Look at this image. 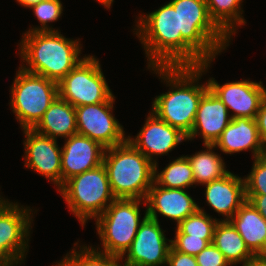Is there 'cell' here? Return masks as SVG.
I'll list each match as a JSON object with an SVG mask.
<instances>
[{
    "label": "cell",
    "mask_w": 266,
    "mask_h": 266,
    "mask_svg": "<svg viewBox=\"0 0 266 266\" xmlns=\"http://www.w3.org/2000/svg\"><path fill=\"white\" fill-rule=\"evenodd\" d=\"M175 229V236L174 240H171V247L176 251L196 256L213 242V239L191 237L188 234H182L177 228Z\"/></svg>",
    "instance_id": "obj_31"
},
{
    "label": "cell",
    "mask_w": 266,
    "mask_h": 266,
    "mask_svg": "<svg viewBox=\"0 0 266 266\" xmlns=\"http://www.w3.org/2000/svg\"><path fill=\"white\" fill-rule=\"evenodd\" d=\"M58 191L83 228L88 220H95L116 199L104 164L71 177Z\"/></svg>",
    "instance_id": "obj_6"
},
{
    "label": "cell",
    "mask_w": 266,
    "mask_h": 266,
    "mask_svg": "<svg viewBox=\"0 0 266 266\" xmlns=\"http://www.w3.org/2000/svg\"><path fill=\"white\" fill-rule=\"evenodd\" d=\"M246 200L266 219V195H246Z\"/></svg>",
    "instance_id": "obj_35"
},
{
    "label": "cell",
    "mask_w": 266,
    "mask_h": 266,
    "mask_svg": "<svg viewBox=\"0 0 266 266\" xmlns=\"http://www.w3.org/2000/svg\"><path fill=\"white\" fill-rule=\"evenodd\" d=\"M64 140L61 147L62 185L71 177L103 164L106 148L100 143L78 133Z\"/></svg>",
    "instance_id": "obj_16"
},
{
    "label": "cell",
    "mask_w": 266,
    "mask_h": 266,
    "mask_svg": "<svg viewBox=\"0 0 266 266\" xmlns=\"http://www.w3.org/2000/svg\"><path fill=\"white\" fill-rule=\"evenodd\" d=\"M206 81L209 88L226 105L232 119L241 117L256 119L260 104L266 96V88L261 81H251L249 78L228 81L223 85L213 77Z\"/></svg>",
    "instance_id": "obj_14"
},
{
    "label": "cell",
    "mask_w": 266,
    "mask_h": 266,
    "mask_svg": "<svg viewBox=\"0 0 266 266\" xmlns=\"http://www.w3.org/2000/svg\"><path fill=\"white\" fill-rule=\"evenodd\" d=\"M22 34L17 54L23 62L19 66L56 83L86 56L81 57V39L66 38L60 30Z\"/></svg>",
    "instance_id": "obj_2"
},
{
    "label": "cell",
    "mask_w": 266,
    "mask_h": 266,
    "mask_svg": "<svg viewBox=\"0 0 266 266\" xmlns=\"http://www.w3.org/2000/svg\"><path fill=\"white\" fill-rule=\"evenodd\" d=\"M220 219L213 218L202 207L185 218L177 228L182 234L202 239H213L214 229Z\"/></svg>",
    "instance_id": "obj_27"
},
{
    "label": "cell",
    "mask_w": 266,
    "mask_h": 266,
    "mask_svg": "<svg viewBox=\"0 0 266 266\" xmlns=\"http://www.w3.org/2000/svg\"><path fill=\"white\" fill-rule=\"evenodd\" d=\"M165 231L159 221L147 216L121 258L130 266H167L172 239L166 238Z\"/></svg>",
    "instance_id": "obj_12"
},
{
    "label": "cell",
    "mask_w": 266,
    "mask_h": 266,
    "mask_svg": "<svg viewBox=\"0 0 266 266\" xmlns=\"http://www.w3.org/2000/svg\"><path fill=\"white\" fill-rule=\"evenodd\" d=\"M213 146L223 154L233 155L251 151L252 158L266 154V147L260 139L256 119L233 118Z\"/></svg>",
    "instance_id": "obj_20"
},
{
    "label": "cell",
    "mask_w": 266,
    "mask_h": 266,
    "mask_svg": "<svg viewBox=\"0 0 266 266\" xmlns=\"http://www.w3.org/2000/svg\"><path fill=\"white\" fill-rule=\"evenodd\" d=\"M0 266H6V265L0 260Z\"/></svg>",
    "instance_id": "obj_41"
},
{
    "label": "cell",
    "mask_w": 266,
    "mask_h": 266,
    "mask_svg": "<svg viewBox=\"0 0 266 266\" xmlns=\"http://www.w3.org/2000/svg\"><path fill=\"white\" fill-rule=\"evenodd\" d=\"M133 29L147 57V67L182 66L179 13L169 3L136 17Z\"/></svg>",
    "instance_id": "obj_4"
},
{
    "label": "cell",
    "mask_w": 266,
    "mask_h": 266,
    "mask_svg": "<svg viewBox=\"0 0 266 266\" xmlns=\"http://www.w3.org/2000/svg\"><path fill=\"white\" fill-rule=\"evenodd\" d=\"M25 153L24 166L39 173L58 190L62 186L61 155L62 150L56 139L42 135L34 129H23ZM25 156V157H24Z\"/></svg>",
    "instance_id": "obj_13"
},
{
    "label": "cell",
    "mask_w": 266,
    "mask_h": 266,
    "mask_svg": "<svg viewBox=\"0 0 266 266\" xmlns=\"http://www.w3.org/2000/svg\"><path fill=\"white\" fill-rule=\"evenodd\" d=\"M145 119L137 136L132 138L127 135V140L153 164L157 163L158 156L169 155L180 143L187 141V135L159 119L153 112L150 111Z\"/></svg>",
    "instance_id": "obj_15"
},
{
    "label": "cell",
    "mask_w": 266,
    "mask_h": 266,
    "mask_svg": "<svg viewBox=\"0 0 266 266\" xmlns=\"http://www.w3.org/2000/svg\"><path fill=\"white\" fill-rule=\"evenodd\" d=\"M205 2L210 18L230 40L238 28L247 23L243 17V0H205Z\"/></svg>",
    "instance_id": "obj_25"
},
{
    "label": "cell",
    "mask_w": 266,
    "mask_h": 266,
    "mask_svg": "<svg viewBox=\"0 0 266 266\" xmlns=\"http://www.w3.org/2000/svg\"><path fill=\"white\" fill-rule=\"evenodd\" d=\"M158 162L154 164V182L170 189H189L194 187V175L191 164L185 155L169 161L168 165L161 171H158Z\"/></svg>",
    "instance_id": "obj_26"
},
{
    "label": "cell",
    "mask_w": 266,
    "mask_h": 266,
    "mask_svg": "<svg viewBox=\"0 0 266 266\" xmlns=\"http://www.w3.org/2000/svg\"><path fill=\"white\" fill-rule=\"evenodd\" d=\"M244 180L246 195H266V154L254 158L251 172Z\"/></svg>",
    "instance_id": "obj_30"
},
{
    "label": "cell",
    "mask_w": 266,
    "mask_h": 266,
    "mask_svg": "<svg viewBox=\"0 0 266 266\" xmlns=\"http://www.w3.org/2000/svg\"><path fill=\"white\" fill-rule=\"evenodd\" d=\"M79 243H74L73 249L63 257L71 266H107L115 258L95 250L92 245L78 246Z\"/></svg>",
    "instance_id": "obj_28"
},
{
    "label": "cell",
    "mask_w": 266,
    "mask_h": 266,
    "mask_svg": "<svg viewBox=\"0 0 266 266\" xmlns=\"http://www.w3.org/2000/svg\"><path fill=\"white\" fill-rule=\"evenodd\" d=\"M258 132L262 143L266 147V96L263 98L256 116Z\"/></svg>",
    "instance_id": "obj_34"
},
{
    "label": "cell",
    "mask_w": 266,
    "mask_h": 266,
    "mask_svg": "<svg viewBox=\"0 0 266 266\" xmlns=\"http://www.w3.org/2000/svg\"><path fill=\"white\" fill-rule=\"evenodd\" d=\"M33 129L56 140L73 136L77 133L75 107L58 96Z\"/></svg>",
    "instance_id": "obj_22"
},
{
    "label": "cell",
    "mask_w": 266,
    "mask_h": 266,
    "mask_svg": "<svg viewBox=\"0 0 266 266\" xmlns=\"http://www.w3.org/2000/svg\"><path fill=\"white\" fill-rule=\"evenodd\" d=\"M167 266H198L196 256L174 250L169 251Z\"/></svg>",
    "instance_id": "obj_33"
},
{
    "label": "cell",
    "mask_w": 266,
    "mask_h": 266,
    "mask_svg": "<svg viewBox=\"0 0 266 266\" xmlns=\"http://www.w3.org/2000/svg\"><path fill=\"white\" fill-rule=\"evenodd\" d=\"M212 243L222 252L230 266H236V264L244 266L257 258L229 220L218 221Z\"/></svg>",
    "instance_id": "obj_23"
},
{
    "label": "cell",
    "mask_w": 266,
    "mask_h": 266,
    "mask_svg": "<svg viewBox=\"0 0 266 266\" xmlns=\"http://www.w3.org/2000/svg\"><path fill=\"white\" fill-rule=\"evenodd\" d=\"M203 186L207 205L222 215L223 221L230 220L246 201L244 177H239L232 172Z\"/></svg>",
    "instance_id": "obj_19"
},
{
    "label": "cell",
    "mask_w": 266,
    "mask_h": 266,
    "mask_svg": "<svg viewBox=\"0 0 266 266\" xmlns=\"http://www.w3.org/2000/svg\"><path fill=\"white\" fill-rule=\"evenodd\" d=\"M211 63L204 61L199 66L147 67L169 87L167 92L153 99L151 112L188 135L193 128L200 99L209 89L208 81L200 84V79L208 72Z\"/></svg>",
    "instance_id": "obj_1"
},
{
    "label": "cell",
    "mask_w": 266,
    "mask_h": 266,
    "mask_svg": "<svg viewBox=\"0 0 266 266\" xmlns=\"http://www.w3.org/2000/svg\"><path fill=\"white\" fill-rule=\"evenodd\" d=\"M142 204L147 206L142 199H115L95 219L96 234L102 247L98 245L93 248L114 257H122L131 246L140 224L147 217L146 207L141 219Z\"/></svg>",
    "instance_id": "obj_7"
},
{
    "label": "cell",
    "mask_w": 266,
    "mask_h": 266,
    "mask_svg": "<svg viewBox=\"0 0 266 266\" xmlns=\"http://www.w3.org/2000/svg\"><path fill=\"white\" fill-rule=\"evenodd\" d=\"M204 148L195 154L185 155L192 167L195 186L220 179L230 172L222 156L214 152L217 149L213 145L205 144Z\"/></svg>",
    "instance_id": "obj_24"
},
{
    "label": "cell",
    "mask_w": 266,
    "mask_h": 266,
    "mask_svg": "<svg viewBox=\"0 0 266 266\" xmlns=\"http://www.w3.org/2000/svg\"><path fill=\"white\" fill-rule=\"evenodd\" d=\"M169 3L179 13L182 66L214 61L229 47L231 40L210 18L205 0H171Z\"/></svg>",
    "instance_id": "obj_3"
},
{
    "label": "cell",
    "mask_w": 266,
    "mask_h": 266,
    "mask_svg": "<svg viewBox=\"0 0 266 266\" xmlns=\"http://www.w3.org/2000/svg\"><path fill=\"white\" fill-rule=\"evenodd\" d=\"M186 190L163 188L153 182L145 200L147 216L160 221L159 213L169 220H174L177 226L199 209V205Z\"/></svg>",
    "instance_id": "obj_17"
},
{
    "label": "cell",
    "mask_w": 266,
    "mask_h": 266,
    "mask_svg": "<svg viewBox=\"0 0 266 266\" xmlns=\"http://www.w3.org/2000/svg\"><path fill=\"white\" fill-rule=\"evenodd\" d=\"M33 11V14L36 16L39 21L40 26L37 27L30 26V28L25 31V33L38 32V31H58L54 29L49 23L56 22L63 13V4L61 0H43L38 4H35L29 8Z\"/></svg>",
    "instance_id": "obj_29"
},
{
    "label": "cell",
    "mask_w": 266,
    "mask_h": 266,
    "mask_svg": "<svg viewBox=\"0 0 266 266\" xmlns=\"http://www.w3.org/2000/svg\"><path fill=\"white\" fill-rule=\"evenodd\" d=\"M231 119L226 105L209 88L200 99L196 119L187 135V141H192L200 135L203 145H213Z\"/></svg>",
    "instance_id": "obj_18"
},
{
    "label": "cell",
    "mask_w": 266,
    "mask_h": 266,
    "mask_svg": "<svg viewBox=\"0 0 266 266\" xmlns=\"http://www.w3.org/2000/svg\"><path fill=\"white\" fill-rule=\"evenodd\" d=\"M103 164L116 199L146 200L154 182V164L128 140L106 148Z\"/></svg>",
    "instance_id": "obj_5"
},
{
    "label": "cell",
    "mask_w": 266,
    "mask_h": 266,
    "mask_svg": "<svg viewBox=\"0 0 266 266\" xmlns=\"http://www.w3.org/2000/svg\"><path fill=\"white\" fill-rule=\"evenodd\" d=\"M244 266H266V257H259Z\"/></svg>",
    "instance_id": "obj_37"
},
{
    "label": "cell",
    "mask_w": 266,
    "mask_h": 266,
    "mask_svg": "<svg viewBox=\"0 0 266 266\" xmlns=\"http://www.w3.org/2000/svg\"><path fill=\"white\" fill-rule=\"evenodd\" d=\"M257 257H266V219L249 202L245 201L229 220Z\"/></svg>",
    "instance_id": "obj_21"
},
{
    "label": "cell",
    "mask_w": 266,
    "mask_h": 266,
    "mask_svg": "<svg viewBox=\"0 0 266 266\" xmlns=\"http://www.w3.org/2000/svg\"><path fill=\"white\" fill-rule=\"evenodd\" d=\"M33 211L29 206L10 202L0 195V260L6 266H19L25 262L34 221Z\"/></svg>",
    "instance_id": "obj_9"
},
{
    "label": "cell",
    "mask_w": 266,
    "mask_h": 266,
    "mask_svg": "<svg viewBox=\"0 0 266 266\" xmlns=\"http://www.w3.org/2000/svg\"><path fill=\"white\" fill-rule=\"evenodd\" d=\"M18 5H21L24 8L29 9L31 6L38 4L40 1L43 0H16Z\"/></svg>",
    "instance_id": "obj_36"
},
{
    "label": "cell",
    "mask_w": 266,
    "mask_h": 266,
    "mask_svg": "<svg viewBox=\"0 0 266 266\" xmlns=\"http://www.w3.org/2000/svg\"><path fill=\"white\" fill-rule=\"evenodd\" d=\"M58 93L74 107L103 103L114 95L95 55H86L58 83Z\"/></svg>",
    "instance_id": "obj_10"
},
{
    "label": "cell",
    "mask_w": 266,
    "mask_h": 266,
    "mask_svg": "<svg viewBox=\"0 0 266 266\" xmlns=\"http://www.w3.org/2000/svg\"><path fill=\"white\" fill-rule=\"evenodd\" d=\"M57 264L52 266H71L64 258L56 262Z\"/></svg>",
    "instance_id": "obj_40"
},
{
    "label": "cell",
    "mask_w": 266,
    "mask_h": 266,
    "mask_svg": "<svg viewBox=\"0 0 266 266\" xmlns=\"http://www.w3.org/2000/svg\"><path fill=\"white\" fill-rule=\"evenodd\" d=\"M115 96L98 104L75 107L77 133L100 143L104 148L127 140L123 126L113 115Z\"/></svg>",
    "instance_id": "obj_11"
},
{
    "label": "cell",
    "mask_w": 266,
    "mask_h": 266,
    "mask_svg": "<svg viewBox=\"0 0 266 266\" xmlns=\"http://www.w3.org/2000/svg\"><path fill=\"white\" fill-rule=\"evenodd\" d=\"M121 262H124V264ZM107 266H130V265L125 260L123 261L121 257H115Z\"/></svg>",
    "instance_id": "obj_38"
},
{
    "label": "cell",
    "mask_w": 266,
    "mask_h": 266,
    "mask_svg": "<svg viewBox=\"0 0 266 266\" xmlns=\"http://www.w3.org/2000/svg\"><path fill=\"white\" fill-rule=\"evenodd\" d=\"M102 6H105L106 9H110L114 0H96Z\"/></svg>",
    "instance_id": "obj_39"
},
{
    "label": "cell",
    "mask_w": 266,
    "mask_h": 266,
    "mask_svg": "<svg viewBox=\"0 0 266 266\" xmlns=\"http://www.w3.org/2000/svg\"><path fill=\"white\" fill-rule=\"evenodd\" d=\"M198 266H230L222 252L213 244H209L196 255Z\"/></svg>",
    "instance_id": "obj_32"
},
{
    "label": "cell",
    "mask_w": 266,
    "mask_h": 266,
    "mask_svg": "<svg viewBox=\"0 0 266 266\" xmlns=\"http://www.w3.org/2000/svg\"><path fill=\"white\" fill-rule=\"evenodd\" d=\"M18 68L10 89L9 105L20 128L33 129L59 96L58 83Z\"/></svg>",
    "instance_id": "obj_8"
}]
</instances>
